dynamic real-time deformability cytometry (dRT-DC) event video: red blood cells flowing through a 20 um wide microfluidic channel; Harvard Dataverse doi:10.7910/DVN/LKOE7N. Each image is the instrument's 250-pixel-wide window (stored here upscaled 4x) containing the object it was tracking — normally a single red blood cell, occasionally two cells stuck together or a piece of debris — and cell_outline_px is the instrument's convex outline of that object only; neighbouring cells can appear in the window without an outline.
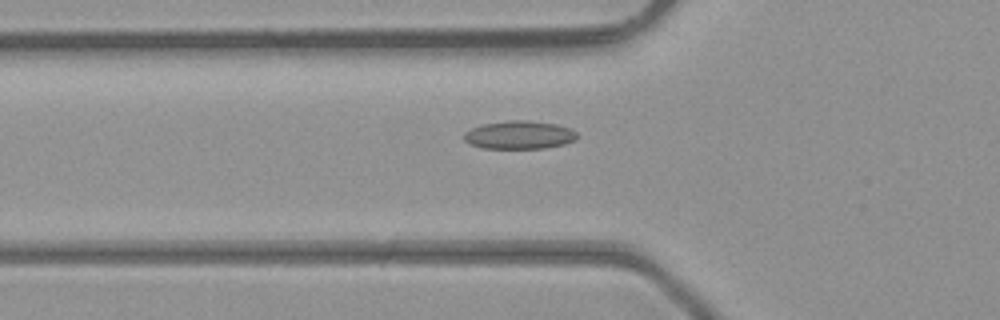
{"species": "common noctule bat (a hibernating species)", "species_latin": "Nyctalus noctula", "temperature_condition": "room temperature", "stored_images_in_passage": 35, "camera_frame_rate_fps": 3000, "um_per_image_px": 0.085, "animal": {"sex": "male", "body_mass_g": 23.1, "forearm_length_mm": 52.7}, "frame": {"image": 1, "passage_image": 5, "time_ms": 1.333, "image_size_px": [1000, 320], "cell_outline_px": [[576, 140], [564, 144], [544, 148], [484, 148], [468, 144], [464, 140], [464, 132], [480, 124], [508, 120], [528, 120], [556, 124], [572, 128], [576, 132]], "centroid_in_image_um": [44.13, 11.46], "position_along_channel_um": 81.7, "area_um2": 18.73}}
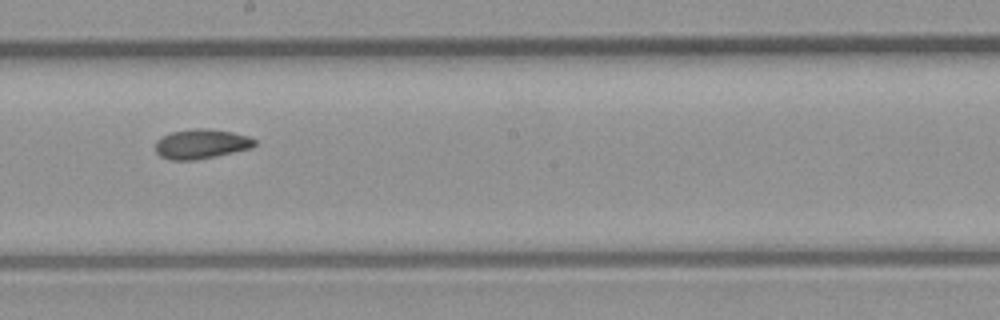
{"frame": {"image": 2, "passage_image": 15, "time_ms": 4.667, "image_size_px": [1000, 320], "cell_outline_px": [[256, 144], [252, 148], [196, 160], [168, 160], [160, 156], [156, 152], [156, 140], [160, 136], [172, 132], [192, 128], [208, 128], [232, 132], [248, 136], [256, 140]], "centroid_in_image_um": [17.08, 12.23], "position_along_channel_um": 231.1, "area_um2": 17.28}}
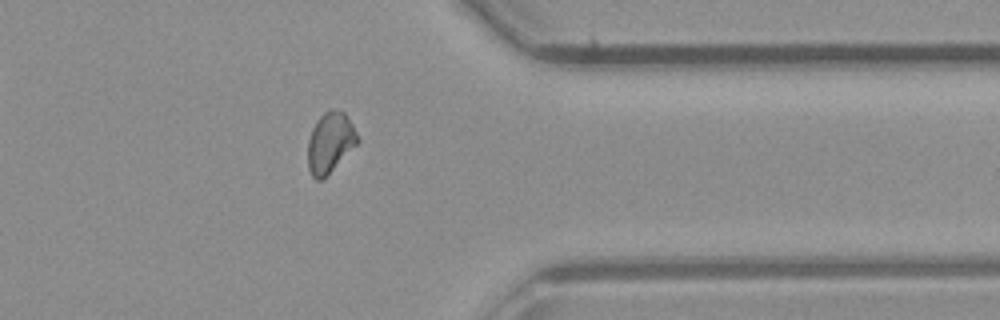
{"frame": {"image": 3, "passage_image": 26, "time_ms": 8.333, "image_size_px": [1000, 320], "cell_outline_px": [[360, 140], [320, 180], [316, 180], [312, 176], [308, 168], [308, 140], [312, 128], [316, 120], [324, 112], [332, 108], [344, 112], [352, 124]], "centroid_in_image_um": [28.03, 12.06], "position_along_channel_um": 383.4, "area_um2": 17.05}, "authors_computed_cell_mechanics": {"area_um2": 17.1666, "velocity_mm_per_s": 4.4391, "shape_relaxation_time_tau1_ms": null, "shape_relaxation_time_tau2_ms": 3.4272, "deformation_change_tau1": null, "deformation_change_tau2": 0.0762}}